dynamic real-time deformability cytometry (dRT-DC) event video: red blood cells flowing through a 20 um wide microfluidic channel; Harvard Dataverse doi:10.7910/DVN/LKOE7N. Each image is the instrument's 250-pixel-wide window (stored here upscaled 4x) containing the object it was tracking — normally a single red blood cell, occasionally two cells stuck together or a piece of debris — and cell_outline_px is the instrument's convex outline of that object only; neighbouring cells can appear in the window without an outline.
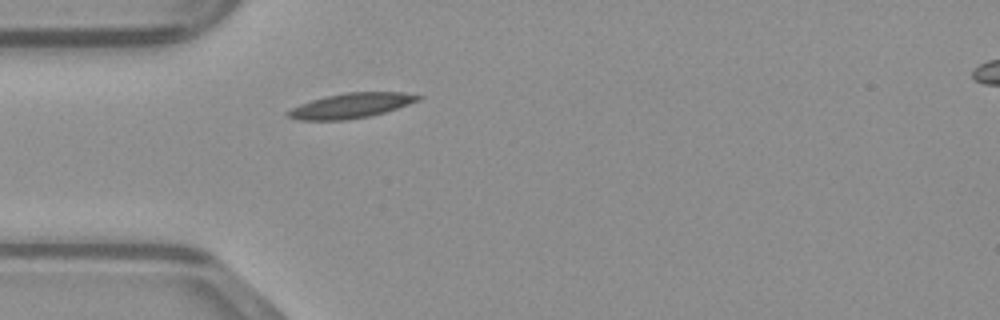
{"species": "common noctule bat (a hibernating species)", "species_latin": "Nyctalus noctula", "temperature_condition": "warm", "stored_images_in_passage": 36, "camera_frame_rate_fps": 3000, "um_per_image_px": 0.085, "animal": {"sex": "male", "body_mass_g": 23.1, "forearm_length_mm": 52.7}, "frame": {"image": 1, "passage_image": 1, "time_ms": 0.0, "image_size_px": [1000, 320], "cell_outline_px": [[424, 96], [420, 100], [384, 112], [368, 116], [344, 120], [300, 120], [288, 116], [284, 112], [300, 104], [324, 96], [344, 92], [404, 92]], "centroid_in_image_um": [29.83, 8.96], "position_along_channel_um": 55.2, "area_um2": 18.84}}
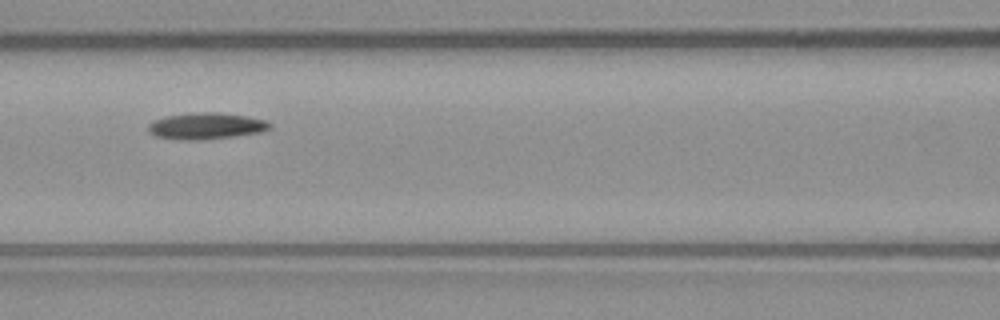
{"frame": {"image": 2, "passage_image": 8, "time_ms": 2.333, "image_size_px": [1000, 320], "cell_outline_px": [[272, 128], [260, 132], [232, 136], [200, 140], [188, 140], [156, 136], [148, 132], [148, 124], [152, 120], [164, 116], [192, 112], [220, 112], [244, 116], [264, 120], [272, 124]], "centroid_in_image_um": [17.48, 10.69], "position_along_channel_um": 149.1, "area_um2": 18.73}}
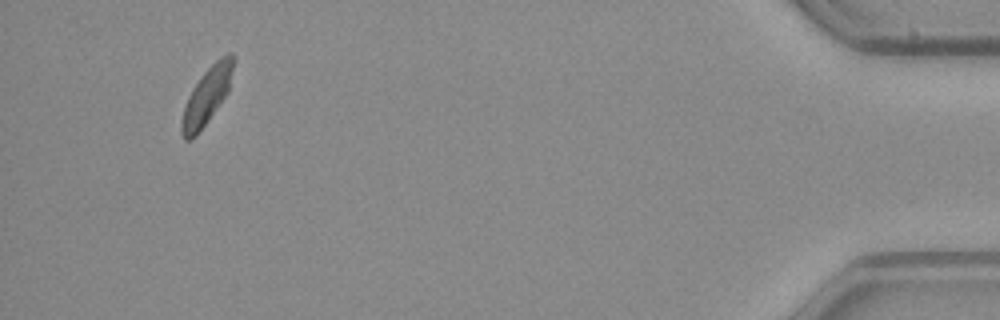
{"frame": {"image": 3, "passage_image": 33, "time_ms": 10.667, "image_size_px": [1000, 320], "cell_outline_px": [[236, 60], [228, 92], [208, 120], [196, 136], [192, 140], [184, 140], [180, 132], [180, 124], [184, 108], [188, 96], [200, 76], [220, 56], [228, 52], [232, 52]], "centroid_in_image_um": [17.59, 8.13], "position_along_channel_um": 417.6, "area_um2": 17.28}}